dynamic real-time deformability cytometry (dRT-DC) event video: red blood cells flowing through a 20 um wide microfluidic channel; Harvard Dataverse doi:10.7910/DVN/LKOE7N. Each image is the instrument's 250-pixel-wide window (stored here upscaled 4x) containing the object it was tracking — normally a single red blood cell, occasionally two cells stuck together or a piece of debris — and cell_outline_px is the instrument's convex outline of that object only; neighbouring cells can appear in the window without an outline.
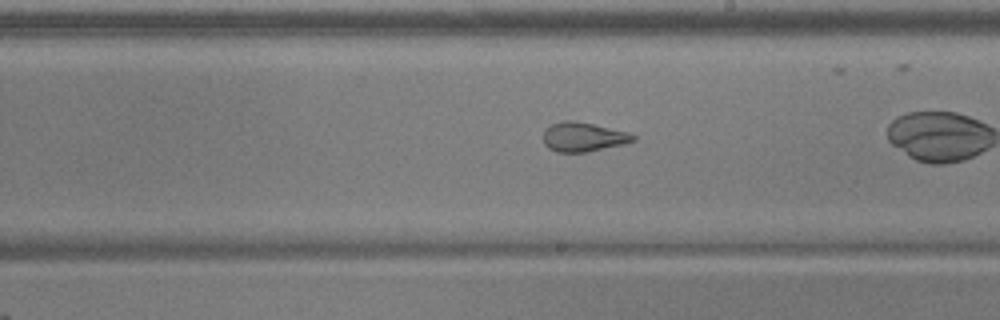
{"species": "common noctule bat (a hibernating species)", "species_latin": "Nyctalus noctula", "temperature_condition": "warm", "stored_images_in_passage": 39, "camera_frame_rate_fps": 3000, "um_per_image_px": 0.085, "animal": {"sex": "male", "body_mass_g": 17.9, "forearm_length_mm": 54.2}, "frame": {"image": 1, "passage_image": 28, "time_ms": 9.0, "image_size_px": [1000, 320], "cell_outline_px": [[636, 140], [624, 144], [584, 152], [556, 152], [548, 148], [544, 144], [544, 128], [552, 124], [564, 120], [576, 120], [628, 132], [636, 136]], "centroid_in_image_um": [49.56, 11.63], "position_along_channel_um": 239.4, "area_um2": 15.37}}